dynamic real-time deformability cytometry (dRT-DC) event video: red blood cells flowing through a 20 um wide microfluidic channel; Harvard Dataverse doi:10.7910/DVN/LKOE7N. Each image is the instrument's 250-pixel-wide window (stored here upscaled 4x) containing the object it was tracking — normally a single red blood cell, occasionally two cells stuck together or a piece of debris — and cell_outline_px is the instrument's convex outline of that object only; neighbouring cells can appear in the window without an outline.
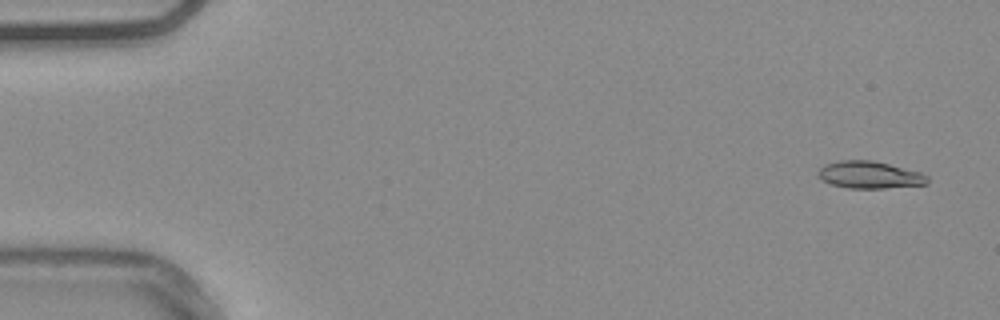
{"species": "common noctule bat (a hibernating species)", "species_latin": "Nyctalus noctula", "temperature_condition": "warm", "stored_images_in_passage": 53, "camera_frame_rate_fps": 3000, "um_per_image_px": 0.085, "animal": {"sex": "male", "body_mass_g": 20.4}, "frame": {"image": 1, "passage_image": 2, "time_ms": 0.333, "image_size_px": [1000, 320], "cell_outline_px": [[928, 184], [884, 188], [848, 188], [832, 184], [824, 180], [816, 172], [824, 164], [840, 160], [872, 160], [920, 172], [928, 176]], "centroid_in_image_um": [73.92, 14.86], "position_along_channel_um": 11.1, "area_um2": 17.17}}
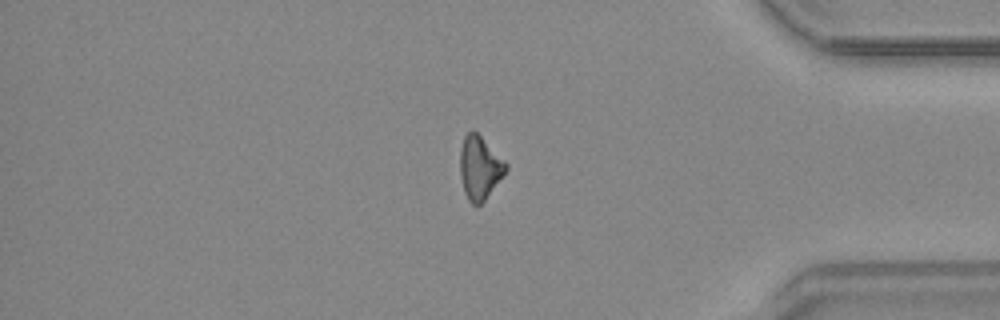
{"frame": {"image": 2, "passage_image": 45, "time_ms": 14.667, "image_size_px": [1000, 320], "cell_outline_px": [[508, 168], [504, 176], [484, 200], [476, 208], [468, 200], [464, 192], [460, 176], [460, 152], [464, 136], [468, 132], [476, 132], [508, 164]], "centroid_in_image_um": [40.77, 14.3], "position_along_channel_um": 394.4, "area_um2": 16.82}}
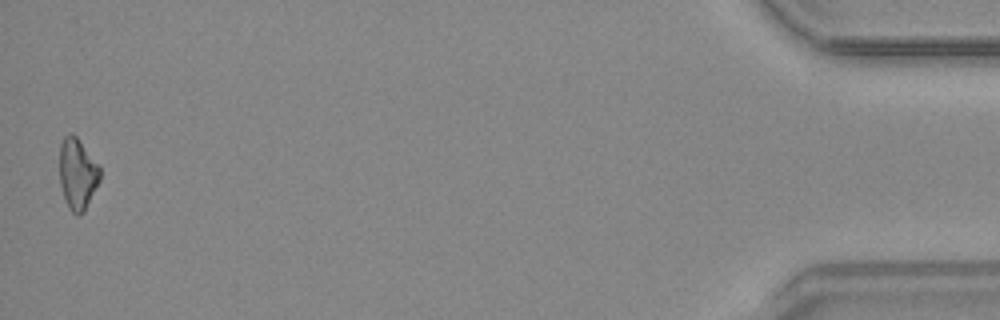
{"frame": {"image": 3, "passage_image": 53, "time_ms": 17.333, "image_size_px": [1000, 320], "cell_outline_px": [[100, 180], [84, 212], [80, 216], [76, 216], [68, 208], [60, 184], [60, 144], [64, 136], [68, 132], [72, 132], [76, 136], [100, 168]], "centroid_in_image_um": [6.57, 14.79], "position_along_channel_um": 428.6, "area_um2": 16.7}, "authors_computed_cell_mechanics": {"area_um2": 17.1666, "velocity_mm_per_s": 3.7753, "shape_relaxation_time_tau1_ms": 7.4992, "shape_relaxation_time_tau2_ms": null, "deformation_change_tau1": 0.181, "deformation_change_tau2": null}}